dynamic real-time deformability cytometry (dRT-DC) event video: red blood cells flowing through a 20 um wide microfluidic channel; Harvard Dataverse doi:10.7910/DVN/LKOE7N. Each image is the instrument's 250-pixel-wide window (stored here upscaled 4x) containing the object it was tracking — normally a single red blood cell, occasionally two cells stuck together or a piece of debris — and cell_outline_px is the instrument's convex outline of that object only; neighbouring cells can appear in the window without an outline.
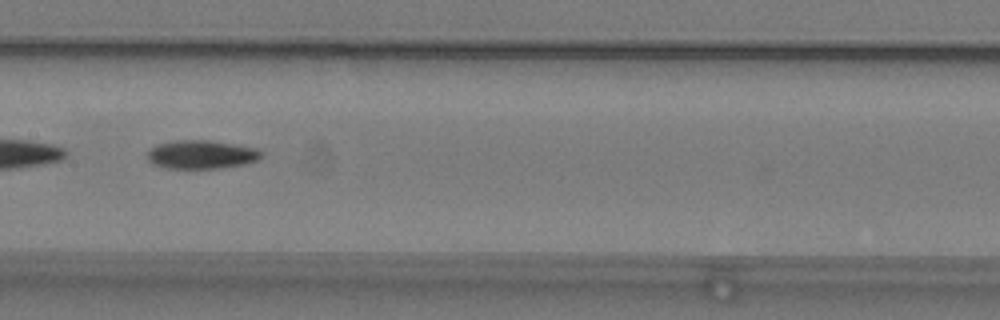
{"species": "common noctule bat (a hibernating species)", "species_latin": "Nyctalus noctula", "temperature_condition": "warm", "stored_images_in_passage": 49, "camera_frame_rate_fps": 3000, "um_per_image_px": 0.085, "animal": {"sex": "male", "body_mass_g": 19.2, "forearm_length_mm": 51.8}, "frame": {"image": 1, "passage_image": 22, "time_ms": 7.0, "image_size_px": [1000, 320], "cell_outline_px": [[260, 156], [256, 160], [240, 164], [216, 168], [168, 168], [152, 164], [148, 160], [148, 152], [156, 144], [176, 140], [212, 140], [256, 148], [260, 152]], "centroid_in_image_um": [17.05, 13.12], "position_along_channel_um": 190.3, "area_um2": 18.61}}
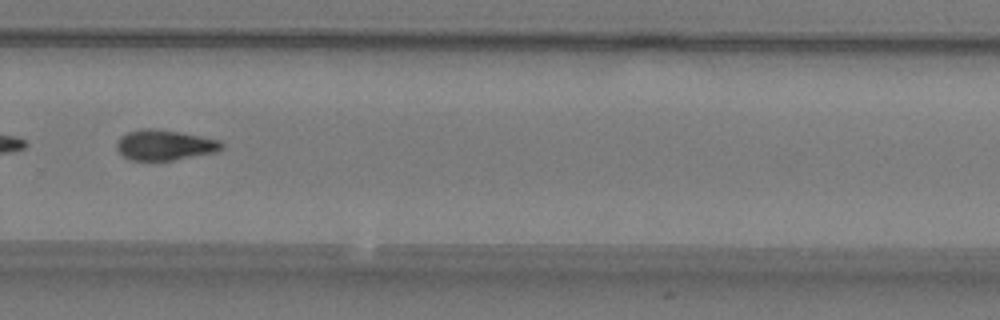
{"frame": {"image": 2, "passage_image": 32, "time_ms": 10.333, "image_size_px": [1000, 320], "cell_outline_px": [[224, 148], [216, 152], [172, 160], [132, 160], [124, 156], [116, 148], [116, 144], [120, 136], [128, 132], [140, 128], [156, 128], [180, 132], [220, 140], [224, 144]], "centroid_in_image_um": [14.0, 12.31], "position_along_channel_um": 315.8, "area_um2": 18.61}}
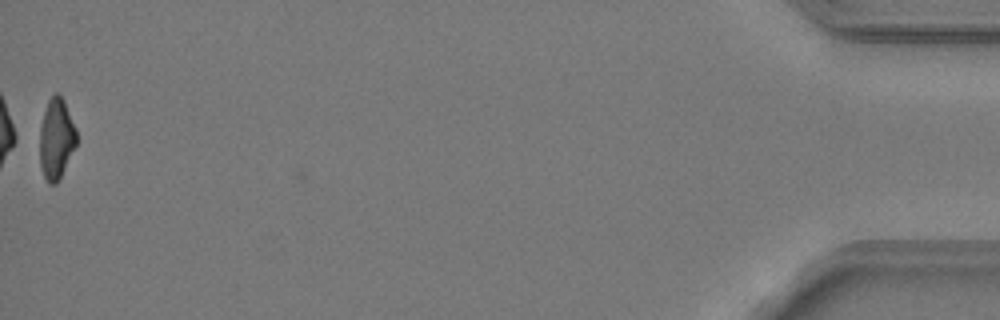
{"frame": {"image": 3, "passage_image": 49, "time_ms": 16.0, "image_size_px": [1000, 320], "cell_outline_px": [[76, 144], [60, 180], [56, 184], [48, 184], [44, 176], [40, 164], [40, 128], [44, 112], [48, 100], [52, 92], [60, 92], [64, 100], [76, 128]], "centroid_in_image_um": [4.79, 11.77], "position_along_channel_um": 430.4, "area_um2": 17.46}, "authors_computed_cell_mechanics": {"area_um2": 18.785, "velocity_mm_per_s": 3.7959, "shape_relaxation_time_tau1_ms": 4.5244, "shape_relaxation_time_tau2_ms": 9.2818, "deformation_change_tau1": 0.1578, "deformation_change_tau2": 0.1788}}